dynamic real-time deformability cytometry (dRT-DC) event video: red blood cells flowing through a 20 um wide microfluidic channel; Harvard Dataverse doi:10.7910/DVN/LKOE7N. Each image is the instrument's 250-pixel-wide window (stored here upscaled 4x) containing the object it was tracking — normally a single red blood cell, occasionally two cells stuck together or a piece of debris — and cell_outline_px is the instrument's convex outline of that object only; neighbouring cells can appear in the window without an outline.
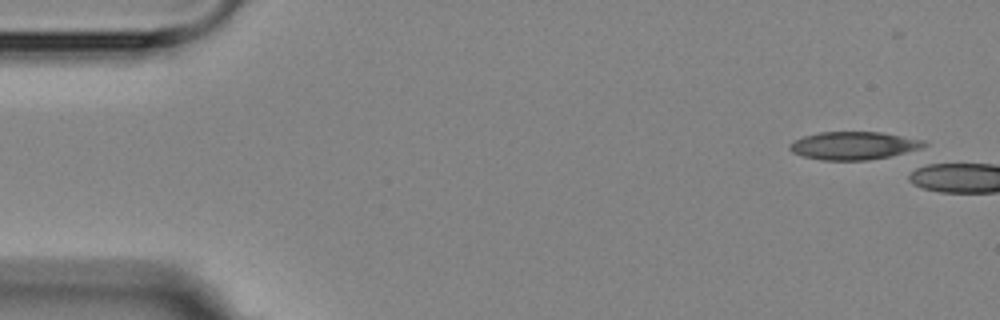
{"species": "Egyptian fruit bat (a non-hibernating species)", "species_latin": "Rousettus aegyptiacus", "temperature_condition": "room temperature", "stored_images_in_passage": 2, "camera_frame_rate_fps": 3000, "um_per_image_px": 0.085, "animal": {"sex": "female"}, "frame": {"image": 1, "passage_image": 1, "time_ms": 0.0, "image_size_px": [1000, 320], "cell_outline_px": [[928, 144], [920, 148], [892, 156], [868, 160], [820, 160], [804, 156], [792, 152], [788, 148], [788, 144], [804, 136], [820, 132], [880, 132], [924, 140]], "centroid_in_image_um": [72.55, 12.38], "position_along_channel_um": 12.4, "area_um2": 21.79}}